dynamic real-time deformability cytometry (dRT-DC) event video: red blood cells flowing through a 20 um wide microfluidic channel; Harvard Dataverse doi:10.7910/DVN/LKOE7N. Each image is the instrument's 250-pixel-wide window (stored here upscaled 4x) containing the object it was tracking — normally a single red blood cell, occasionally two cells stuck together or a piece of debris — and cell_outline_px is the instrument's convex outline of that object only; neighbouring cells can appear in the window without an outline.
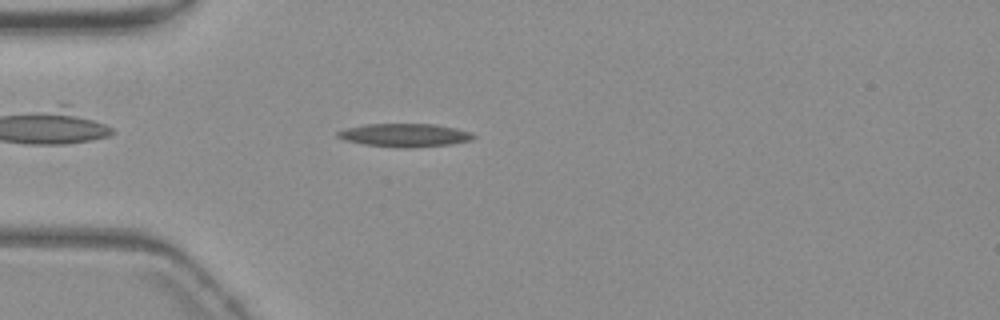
{"species": "common noctule bat (a hibernating species)", "species_latin": "Nyctalus noctula", "temperature_condition": "warm", "stored_images_in_passage": 37, "camera_frame_rate_fps": 3000, "um_per_image_px": 0.085, "animal": {"sex": "female", "body_mass_g": 19.3, "forearm_length_mm": 54.1}, "frame": {"image": 1, "passage_image": 2, "time_ms": 0.333, "image_size_px": [1000, 320], "cell_outline_px": [[476, 136], [472, 140], [448, 144], [404, 148], [400, 148], [364, 144], [344, 140], [336, 136], [336, 132], [348, 128], [364, 124], [436, 124], [456, 128], [472, 132]], "centroid_in_image_um": [34.41, 11.48], "position_along_channel_um": 50.6, "area_um2": 18.32}}
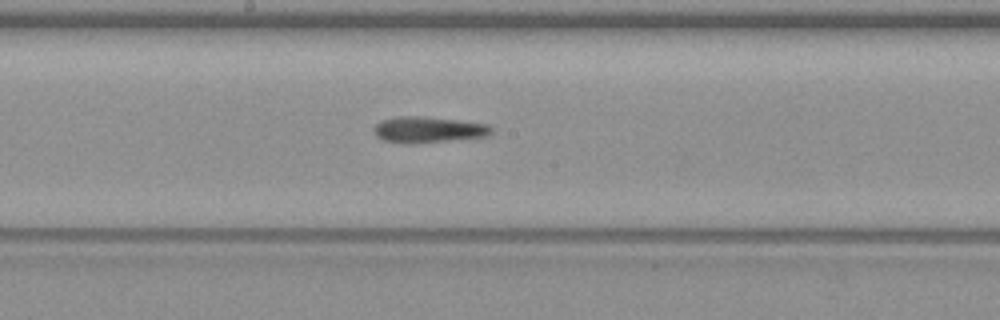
{"frame": {"image": 2, "passage_image": 16, "time_ms": 5.0, "image_size_px": [1000, 320], "cell_outline_px": [[492, 132], [488, 136], [408, 144], [384, 140], [376, 136], [372, 132], [372, 128], [380, 120], [396, 116], [420, 116], [456, 120], [488, 124], [492, 128]], "centroid_in_image_um": [36.34, 11.01], "position_along_channel_um": 211.9, "area_um2": 17.8}}
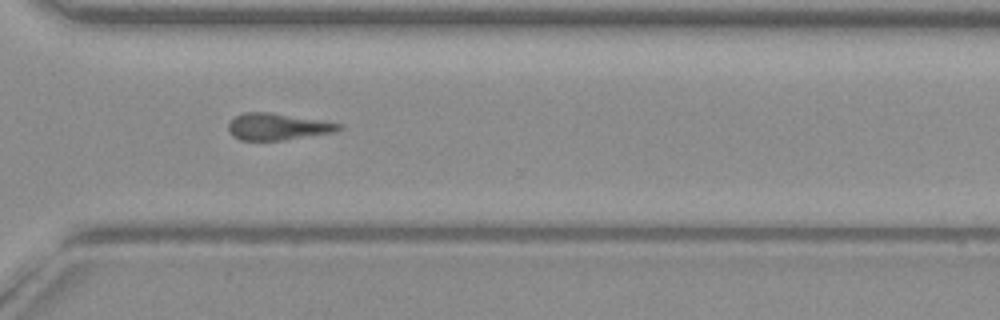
{"frame": {"image": 3, "passage_image": 27, "time_ms": 8.667, "image_size_px": [1000, 320], "cell_outline_px": [[344, 128], [336, 132], [284, 140], [240, 140], [232, 136], [228, 128], [228, 124], [236, 116], [244, 112], [268, 112], [328, 120], [344, 124]], "centroid_in_image_um": [23.69, 10.76], "position_along_channel_um": 346.9, "area_um2": 17.57}, "authors_computed_cell_mechanics": {"area_um2": 17.5712, "velocity_mm_per_s": 3.6984, "shape_relaxation_time_tau1_ms": null, "shape_relaxation_time_tau2_ms": 4.2171, "deformation_change_tau1": null, "deformation_change_tau2": 0.1748}}